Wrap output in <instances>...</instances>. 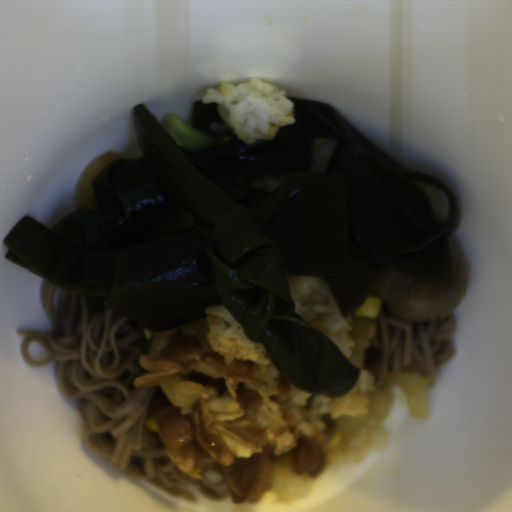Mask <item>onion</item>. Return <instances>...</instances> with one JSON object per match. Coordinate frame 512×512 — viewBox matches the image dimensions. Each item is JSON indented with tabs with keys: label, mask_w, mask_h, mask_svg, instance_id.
I'll return each mask as SVG.
<instances>
[{
	"label": "onion",
	"mask_w": 512,
	"mask_h": 512,
	"mask_svg": "<svg viewBox=\"0 0 512 512\" xmlns=\"http://www.w3.org/2000/svg\"><path fill=\"white\" fill-rule=\"evenodd\" d=\"M395 387L400 391L409 416L427 419L430 413L429 400L422 382L413 372H392L385 377L383 386L369 391L365 414H350L336 421V430L343 443L358 435L371 423L385 422L390 413L392 391Z\"/></svg>",
	"instance_id": "obj_1"
},
{
	"label": "onion",
	"mask_w": 512,
	"mask_h": 512,
	"mask_svg": "<svg viewBox=\"0 0 512 512\" xmlns=\"http://www.w3.org/2000/svg\"><path fill=\"white\" fill-rule=\"evenodd\" d=\"M118 160H126L118 152H107L99 155L89 166H87L78 177L74 190L72 205L79 209H91L98 213L95 194L92 183L100 173L111 163Z\"/></svg>",
	"instance_id": "obj_2"
},
{
	"label": "onion",
	"mask_w": 512,
	"mask_h": 512,
	"mask_svg": "<svg viewBox=\"0 0 512 512\" xmlns=\"http://www.w3.org/2000/svg\"><path fill=\"white\" fill-rule=\"evenodd\" d=\"M159 384L173 406L179 407L180 413L184 415L191 413L203 389V386L198 383L185 381L179 373L162 377Z\"/></svg>",
	"instance_id": "obj_3"
}]
</instances>
